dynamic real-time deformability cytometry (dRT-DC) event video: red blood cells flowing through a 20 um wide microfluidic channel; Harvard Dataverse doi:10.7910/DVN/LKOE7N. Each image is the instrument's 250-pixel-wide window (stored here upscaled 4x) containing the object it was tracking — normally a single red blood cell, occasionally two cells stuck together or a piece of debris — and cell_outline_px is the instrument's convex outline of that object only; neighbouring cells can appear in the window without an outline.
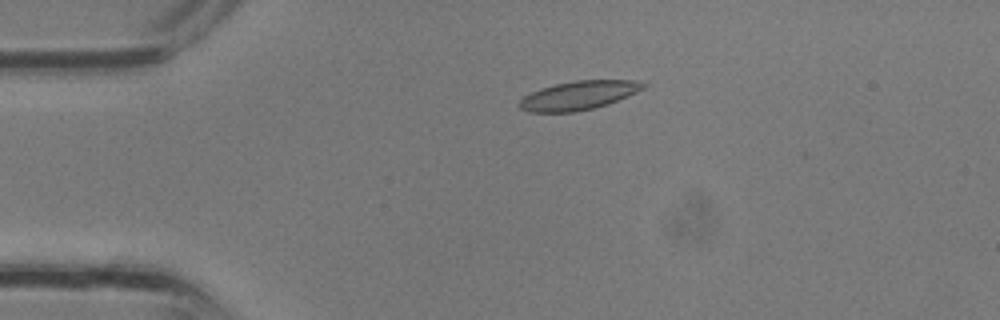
{"species": "common noctule bat (a hibernating species)", "species_latin": "Nyctalus noctula", "temperature_condition": "room temperature", "stored_images_in_passage": 34, "camera_frame_rate_fps": 3000, "um_per_image_px": 0.085, "animal": {"sex": "male", "body_mass_g": 13.3}, "frame": {"image": 1, "passage_image": 8, "time_ms": 2.333, "image_size_px": [1000, 320], "cell_outline_px": [[648, 84], [644, 88], [636, 92], [608, 104], [576, 112], [528, 112], [520, 108], [516, 104], [524, 96], [532, 92], [556, 84], [576, 80], [632, 80]], "centroid_in_image_um": [49.16, 8.11], "position_along_channel_um": 35.8, "area_um2": 20.58}}
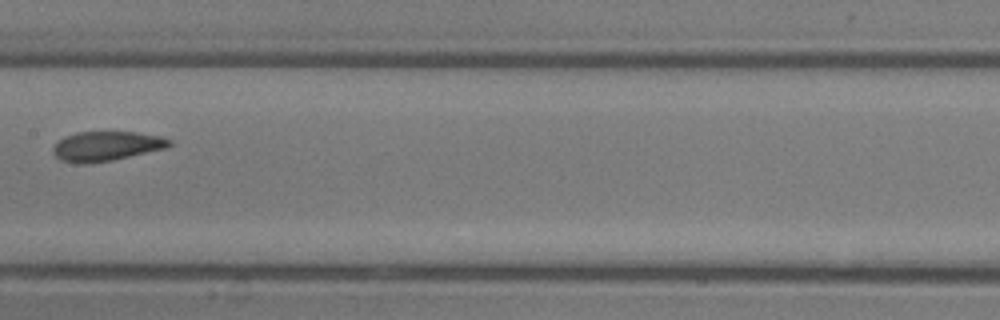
{"frame": {"image": 2, "passage_image": 18, "time_ms": 5.667, "image_size_px": [1000, 320], "cell_outline_px": [[172, 144], [164, 148], [112, 160], [88, 164], [76, 164], [60, 160], [52, 152], [52, 148], [64, 136], [76, 132], [136, 132], [160, 136], [172, 140]], "centroid_in_image_um": [9.0, 12.42], "position_along_channel_um": 198.4, "area_um2": 20.0}}
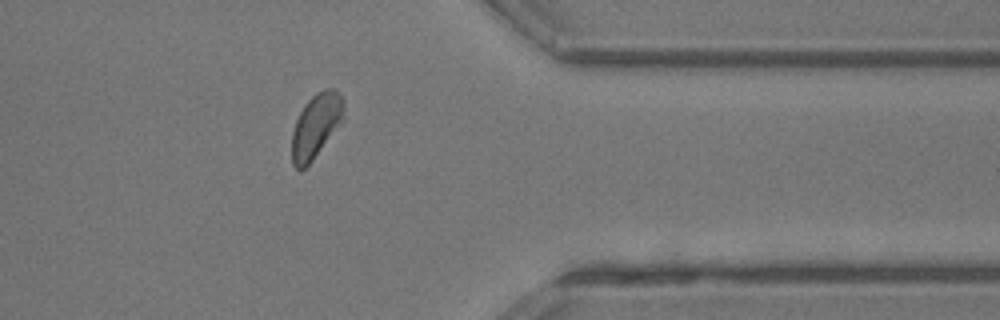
{"frame": {"image": 3, "passage_image": 28, "time_ms": 9.0, "image_size_px": [1000, 320], "cell_outline_px": [[344, 120], [312, 160], [304, 168], [296, 168], [292, 164], [292, 132], [296, 120], [304, 104], [316, 92], [324, 88], [332, 88], [340, 96], [344, 104]], "centroid_in_image_um": [26.86, 10.67], "position_along_channel_um": 384.5, "area_um2": 19.25}}